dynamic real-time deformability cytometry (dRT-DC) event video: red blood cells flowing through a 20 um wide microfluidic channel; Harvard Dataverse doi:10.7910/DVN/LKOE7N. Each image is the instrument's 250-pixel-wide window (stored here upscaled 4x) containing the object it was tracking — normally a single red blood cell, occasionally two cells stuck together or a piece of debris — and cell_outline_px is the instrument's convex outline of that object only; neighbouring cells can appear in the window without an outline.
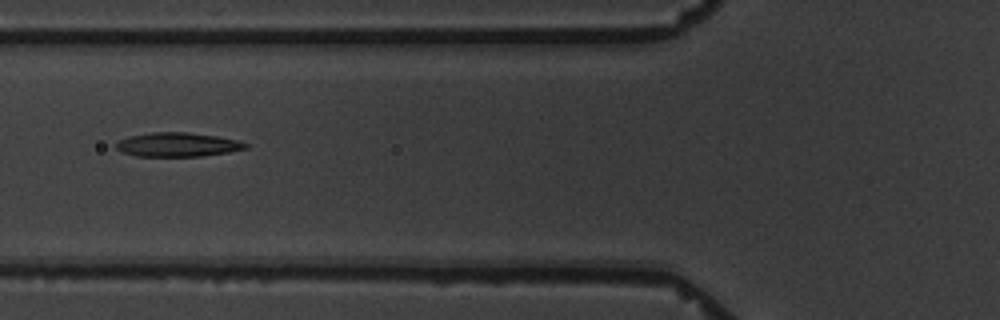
{"species": "common noctule bat (a hibernating species)", "species_latin": "Nyctalus noctula", "temperature_condition": "warm", "stored_images_in_passage": 8, "camera_frame_rate_fps": 3000, "um_per_image_px": 0.085, "animal": {"sex": "male", "body_mass_g": 19.5, "forearm_length_mm": 54.6}, "frame": {"image": 1, "passage_image": 4, "time_ms": 3.333, "image_size_px": [1000, 320], "cell_outline_px": [[248, 148], [228, 152], [200, 156], [136, 156], [124, 152], [116, 148], [116, 144], [120, 140], [128, 136], [152, 132], [188, 132], [216, 136], [236, 140], [248, 144]], "centroid_in_image_um": [15.09, 12.29], "position_along_channel_um": 110.7, "area_um2": 17.98}}
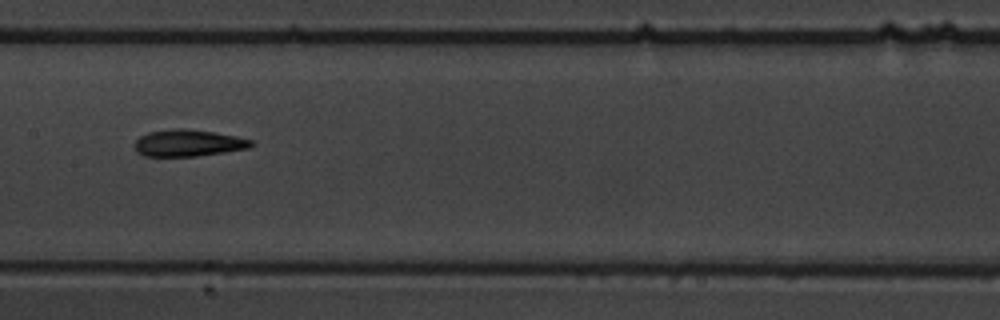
{"frame": {"image": 2, "passage_image": 6, "time_ms": 5.667, "image_size_px": [1000, 320], "cell_outline_px": [[256, 144], [248, 148], [224, 152], [196, 156], [144, 156], [136, 152], [132, 144], [140, 136], [148, 132], [176, 128], [184, 128], [212, 132], [236, 136], [252, 140]], "centroid_in_image_um": [15.97, 12.16], "position_along_channel_um": 191.4, "area_um2": 18.26}}
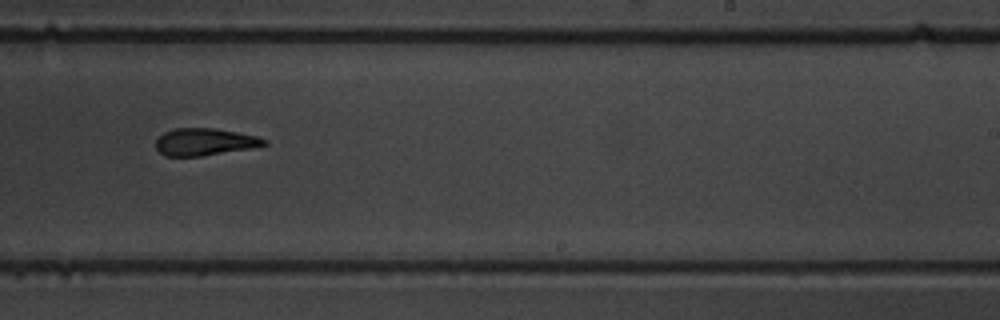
{"frame": {"image": 3, "passage_image": 8, "time_ms": 8.0, "image_size_px": [1000, 320], "cell_outline_px": [[268, 144], [252, 148], [200, 156], [164, 156], [156, 148], [156, 140], [164, 132], [176, 128], [216, 128], [256, 136], [268, 140]], "centroid_in_image_um": [17.4, 12.06], "position_along_channel_um": 271.6, "area_um2": 17.11}}